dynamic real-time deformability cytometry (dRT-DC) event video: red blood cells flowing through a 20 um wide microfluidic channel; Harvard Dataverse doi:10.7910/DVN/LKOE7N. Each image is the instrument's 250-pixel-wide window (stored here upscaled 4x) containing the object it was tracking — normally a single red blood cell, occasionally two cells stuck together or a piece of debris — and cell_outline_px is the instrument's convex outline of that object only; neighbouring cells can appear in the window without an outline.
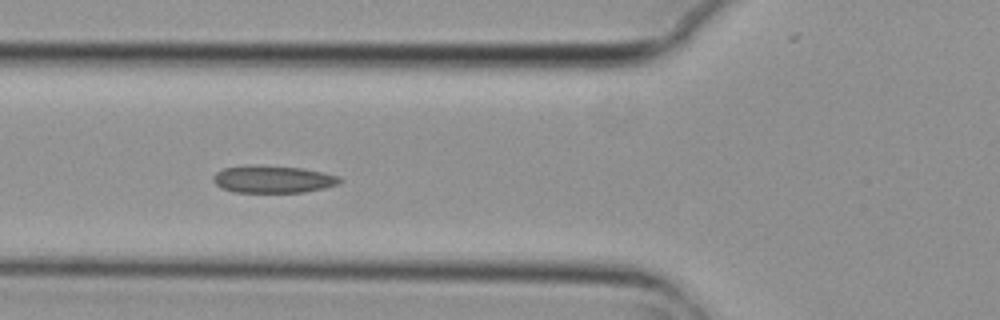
{"species": "common noctule bat (a hibernating species)", "species_latin": "Nyctalus noctula", "temperature_condition": "cold", "stored_images_in_passage": 7, "camera_frame_rate_fps": 3000, "um_per_image_px": 0.085, "animal": {"sex": "female", "body_mass_g": 29.2, "forearm_length_mm": 56.3}, "frame": {"image": 1, "passage_image": 6, "time_ms": 1.667, "image_size_px": [1000, 320], "cell_outline_px": [[344, 180], [336, 184], [324, 188], [304, 192], [232, 192], [220, 188], [212, 180], [212, 176], [216, 172], [224, 168], [304, 168], [324, 172], [340, 176]], "centroid_in_image_um": [23.25, 15.29], "position_along_channel_um": 102.6, "area_um2": 19.31}}
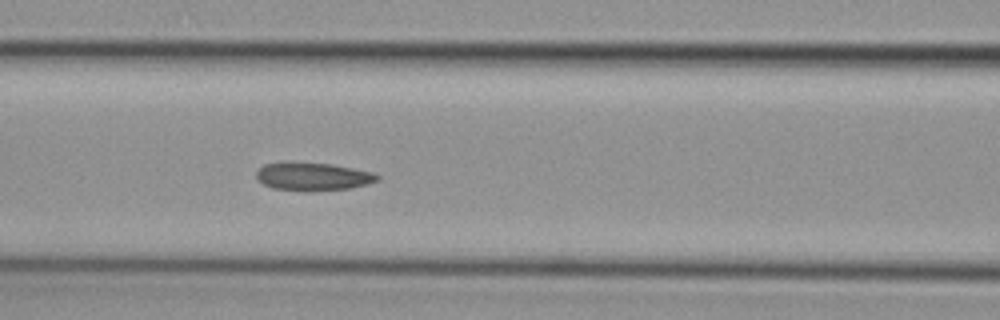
{"frame": {"image": 2, "passage_image": 7, "time_ms": 2.0, "image_size_px": [1000, 320], "cell_outline_px": [[380, 180], [368, 184], [352, 188], [308, 192], [304, 192], [272, 188], [264, 184], [256, 176], [256, 172], [264, 164], [332, 164], [376, 172], [380, 176]], "centroid_in_image_um": [26.7, 15.05], "position_along_channel_um": 139.9, "area_um2": 19.59}}